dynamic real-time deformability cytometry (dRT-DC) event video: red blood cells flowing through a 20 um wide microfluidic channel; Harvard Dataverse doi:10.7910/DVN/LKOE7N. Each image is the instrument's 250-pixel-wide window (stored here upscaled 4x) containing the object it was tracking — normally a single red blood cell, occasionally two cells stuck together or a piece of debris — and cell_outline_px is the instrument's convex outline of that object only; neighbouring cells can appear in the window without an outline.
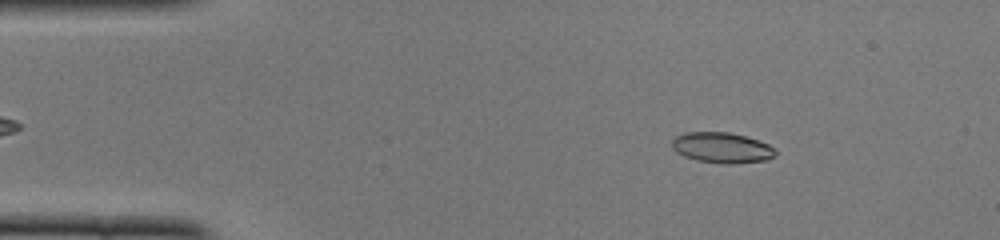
{"species": "common noctule bat (a hibernating species)", "species_latin": "Nyctalus noctula", "temperature_condition": "cold", "stored_images_in_passage": 50, "camera_frame_rate_fps": 3000, "um_per_image_px": 0.085, "animal": {"sex": "female", "body_mass_g": 22.0, "forearm_length_mm": 56.7}, "frame": {"image": 1, "passage_image": 7, "time_ms": 2.0, "image_size_px": [1000, 240], "cell_outline_px": [[776, 156], [768, 160], [732, 164], [724, 164], [696, 160], [684, 156], [676, 152], [672, 148], [672, 140], [676, 136], [684, 132], [728, 132], [744, 136], [768, 144], [776, 148]], "centroid_in_image_um": [61.37, 12.56], "position_along_channel_um": 23.6, "area_um2": 18.55}}
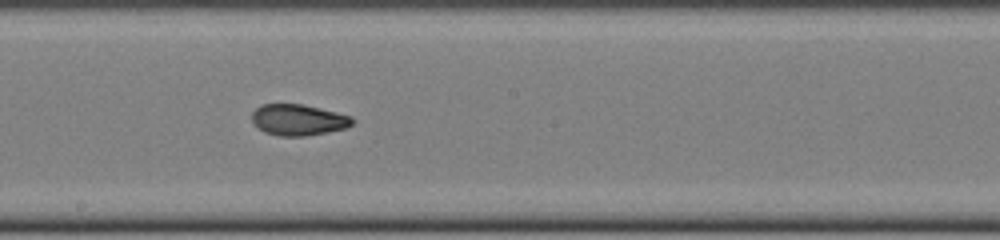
{"frame": {"image": 2, "passage_image": 27, "time_ms": 8.667, "image_size_px": [1000, 240], "cell_outline_px": [[356, 120], [348, 128], [328, 132], [304, 136], [280, 136], [264, 132], [252, 124], [252, 112], [260, 104], [304, 104], [352, 116]], "centroid_in_image_um": [25.36, 10.19], "position_along_channel_um": 222.8, "area_um2": 18.5}}
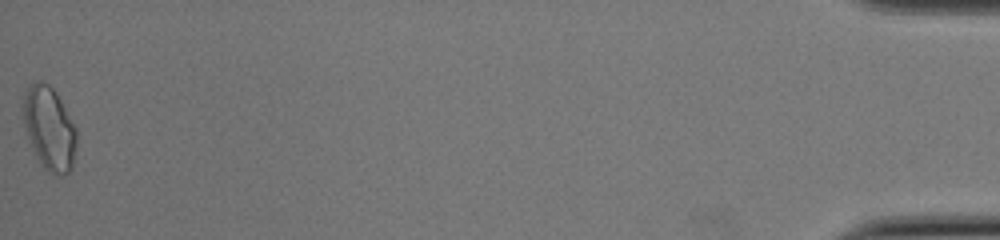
{"frame": {"image": 3, "passage_image": 50, "time_ms": 16.333, "image_size_px": [1000, 240], "cell_outline_px": [[76, 144], [72, 168], [68, 172], [60, 176], [56, 176], [48, 172], [40, 164], [36, 156], [28, 136], [24, 124], [20, 108], [20, 104], [24, 92], [32, 80], [40, 80], [48, 84], [56, 92], [76, 128]], "centroid_in_image_um": [4.15, 10.87], "position_along_channel_um": 431.1, "area_um2": 26.36}, "authors_computed_cell_mechanics": {"area_um2": 18.5249, "velocity_mm_per_s": 3.9956, "shape_relaxation_time_tau1_ms": 5.2463, "shape_relaxation_time_tau2_ms": 1.1583, "deformation_change_tau1": 0.1929, "deformation_change_tau2": 0.0677}}